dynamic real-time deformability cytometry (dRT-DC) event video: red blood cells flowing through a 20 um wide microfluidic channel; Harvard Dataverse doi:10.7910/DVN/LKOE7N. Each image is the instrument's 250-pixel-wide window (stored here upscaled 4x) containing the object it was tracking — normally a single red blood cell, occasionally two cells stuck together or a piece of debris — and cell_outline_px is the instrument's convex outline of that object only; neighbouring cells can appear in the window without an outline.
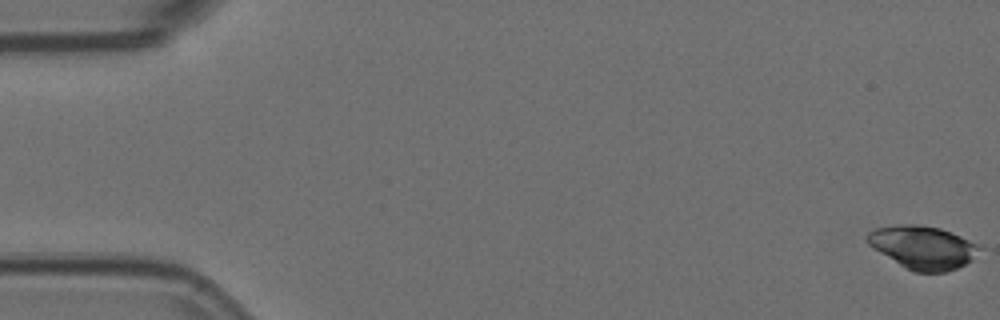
{"species": "Egyptian fruit bat (a non-hibernating species)", "species_latin": "Rousettus aegyptiacus", "temperature_condition": "room temperature", "stored_images_in_passage": 4, "camera_frame_rate_fps": 3000, "um_per_image_px": 0.085, "animal": {"sex": "female"}, "frame": {"image": 1, "passage_image": 4, "time_ms": 1.0, "image_size_px": [1000, 320], "cell_outline_px": [[984, 248], [972, 260], [948, 272], [916, 272], [900, 264], [872, 248], [864, 240], [864, 236], [868, 232], [876, 228], [896, 224], [916, 224], [940, 228], [952, 232]], "centroid_in_image_um": [78.43, 21.01], "position_along_channel_um": 6.6, "area_um2": 28.21}}